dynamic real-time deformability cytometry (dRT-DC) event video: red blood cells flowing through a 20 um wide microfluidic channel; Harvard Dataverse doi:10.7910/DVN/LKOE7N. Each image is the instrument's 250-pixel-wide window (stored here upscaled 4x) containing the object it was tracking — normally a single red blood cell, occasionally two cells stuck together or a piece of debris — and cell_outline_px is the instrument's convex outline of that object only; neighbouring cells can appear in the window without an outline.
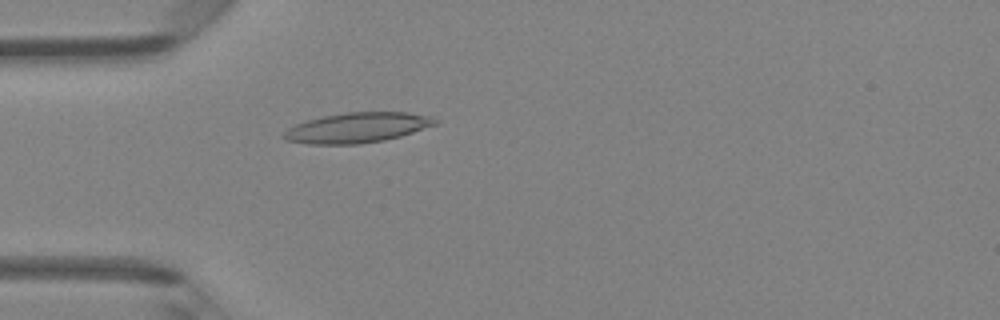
{"species": "Egyptian fruit bat (a non-hibernating species)", "species_latin": "Rousettus aegyptiacus", "temperature_condition": "room temperature", "stored_images_in_passage": 47, "camera_frame_rate_fps": 3000, "um_per_image_px": 0.085, "animal": {"sex": "female"}, "frame": {"image": 1, "passage_image": 14, "time_ms": 4.333, "image_size_px": [1000, 320], "cell_outline_px": [[436, 124], [400, 136], [384, 140], [360, 144], [308, 144], [288, 140], [280, 136], [288, 128], [296, 124], [308, 120], [324, 116], [348, 112], [408, 112], [432, 116], [436, 120]], "centroid_in_image_um": [30.36, 10.85], "position_along_channel_um": 54.6, "area_um2": 26.36}}
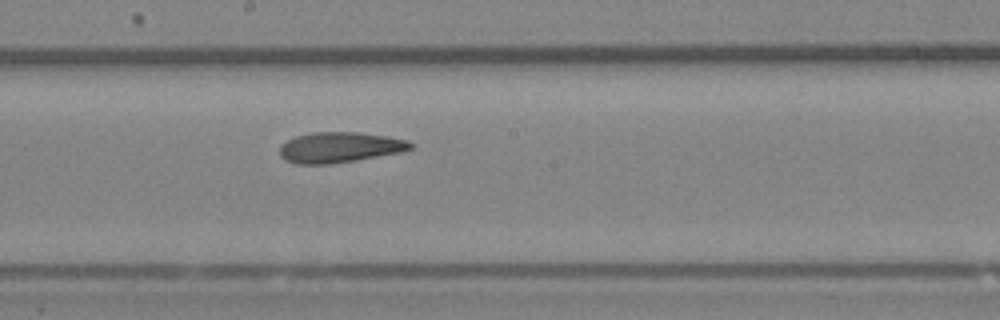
{"frame": {"image": 2, "passage_image": 26, "time_ms": 8.333, "image_size_px": [1000, 320], "cell_outline_px": [[412, 148], [400, 152], [356, 160], [328, 164], [296, 164], [284, 160], [280, 156], [280, 144], [296, 136], [312, 132], [360, 132], [388, 136], [408, 140], [412, 144]], "centroid_in_image_um": [28.84, 12.52], "position_along_channel_um": 219.4, "area_um2": 23.29}}
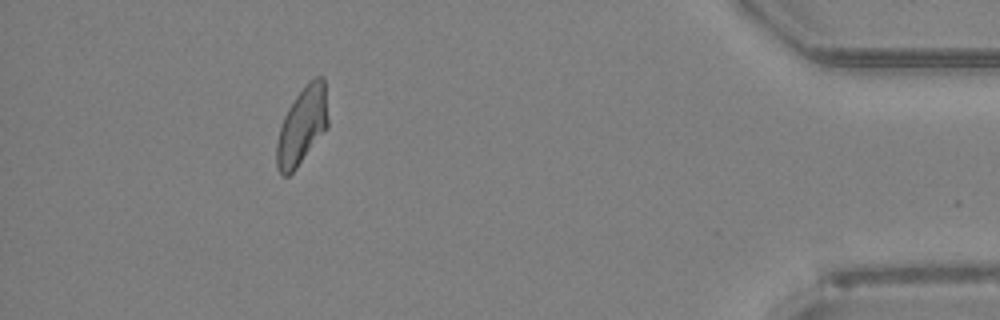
{"frame": {"image": 3, "passage_image": 43, "time_ms": 14.0, "image_size_px": [1000, 320], "cell_outline_px": [[328, 128], [296, 168], [288, 176], [284, 176], [276, 168], [276, 144], [280, 128], [284, 116], [288, 108], [296, 96], [308, 80], [316, 76], [324, 76], [328, 120]], "centroid_in_image_um": [25.68, 10.68], "position_along_channel_um": 409.5, "area_um2": 23.24}, "authors_computed_cell_mechanics": {"area_um2": 23.5246, "velocity_mm_per_s": 4.3174, "shape_relaxation_time_tau1_ms": null, "shape_relaxation_time_tau2_ms": 7.6738, "deformation_change_tau1": null, "deformation_change_tau2": 0.1918}}